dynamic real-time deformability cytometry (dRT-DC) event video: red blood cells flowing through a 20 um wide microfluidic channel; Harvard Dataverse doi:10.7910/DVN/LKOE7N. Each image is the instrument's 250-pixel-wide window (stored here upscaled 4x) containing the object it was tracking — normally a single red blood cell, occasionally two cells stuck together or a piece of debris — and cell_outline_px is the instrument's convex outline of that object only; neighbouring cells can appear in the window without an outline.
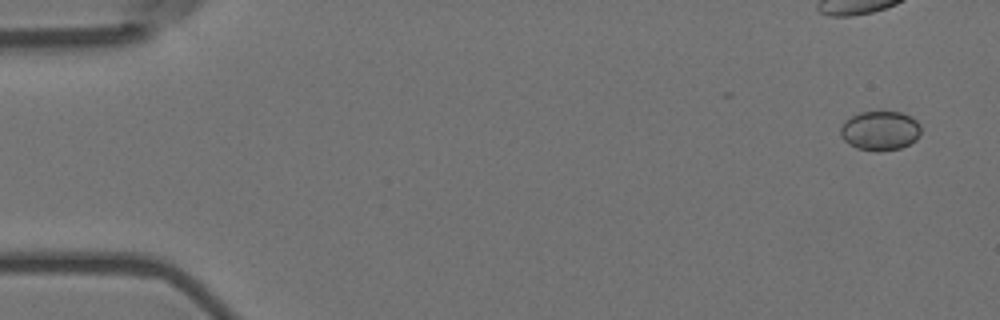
{"species": "Egyptian fruit bat (a non-hibernating species)", "species_latin": "Rousettus aegyptiacus", "temperature_condition": "room temperature", "stored_images_in_passage": 4, "camera_frame_rate_fps": 3000, "um_per_image_px": 0.085, "animal": {"sex": "female"}, "frame": {"image": 1, "passage_image": 1, "time_ms": 0.0, "image_size_px": [1000, 320], "cell_outline_px": [[920, 136], [916, 140], [900, 148], [880, 152], [876, 152], [856, 148], [848, 144], [840, 136], [840, 128], [844, 120], [860, 112], [900, 112], [912, 116], [920, 124]], "centroid_in_image_um": [74.8, 11.12], "position_along_channel_um": 10.2, "area_um2": 18.73}}